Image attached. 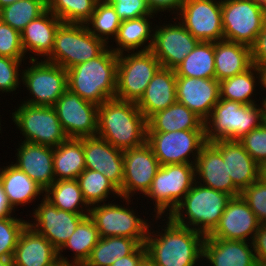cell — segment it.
Masks as SVG:
<instances>
[{"label": "cell", "mask_w": 266, "mask_h": 266, "mask_svg": "<svg viewBox=\"0 0 266 266\" xmlns=\"http://www.w3.org/2000/svg\"><path fill=\"white\" fill-rule=\"evenodd\" d=\"M16 148V163L19 170L26 173L45 191L55 179L53 166V148L22 141Z\"/></svg>", "instance_id": "24"}, {"label": "cell", "mask_w": 266, "mask_h": 266, "mask_svg": "<svg viewBox=\"0 0 266 266\" xmlns=\"http://www.w3.org/2000/svg\"><path fill=\"white\" fill-rule=\"evenodd\" d=\"M178 17L180 23L201 42L224 39L221 0H186Z\"/></svg>", "instance_id": "14"}, {"label": "cell", "mask_w": 266, "mask_h": 266, "mask_svg": "<svg viewBox=\"0 0 266 266\" xmlns=\"http://www.w3.org/2000/svg\"><path fill=\"white\" fill-rule=\"evenodd\" d=\"M176 99L205 122L220 99V83L215 78L176 77Z\"/></svg>", "instance_id": "20"}, {"label": "cell", "mask_w": 266, "mask_h": 266, "mask_svg": "<svg viewBox=\"0 0 266 266\" xmlns=\"http://www.w3.org/2000/svg\"><path fill=\"white\" fill-rule=\"evenodd\" d=\"M211 143L221 152L223 161H226L228 176L240 192L259 179V164L238 140H218Z\"/></svg>", "instance_id": "23"}, {"label": "cell", "mask_w": 266, "mask_h": 266, "mask_svg": "<svg viewBox=\"0 0 266 266\" xmlns=\"http://www.w3.org/2000/svg\"><path fill=\"white\" fill-rule=\"evenodd\" d=\"M224 40L252 46L266 22V9L254 0H221Z\"/></svg>", "instance_id": "10"}, {"label": "cell", "mask_w": 266, "mask_h": 266, "mask_svg": "<svg viewBox=\"0 0 266 266\" xmlns=\"http://www.w3.org/2000/svg\"><path fill=\"white\" fill-rule=\"evenodd\" d=\"M185 2L186 0H146L150 12L155 15L166 10L173 11L172 14H178Z\"/></svg>", "instance_id": "50"}, {"label": "cell", "mask_w": 266, "mask_h": 266, "mask_svg": "<svg viewBox=\"0 0 266 266\" xmlns=\"http://www.w3.org/2000/svg\"><path fill=\"white\" fill-rule=\"evenodd\" d=\"M53 166L56 180L77 179L86 169L83 138H68L53 148Z\"/></svg>", "instance_id": "33"}, {"label": "cell", "mask_w": 266, "mask_h": 266, "mask_svg": "<svg viewBox=\"0 0 266 266\" xmlns=\"http://www.w3.org/2000/svg\"><path fill=\"white\" fill-rule=\"evenodd\" d=\"M12 113V120L24 136V142L55 148L66 136L53 106L23 103Z\"/></svg>", "instance_id": "9"}, {"label": "cell", "mask_w": 266, "mask_h": 266, "mask_svg": "<svg viewBox=\"0 0 266 266\" xmlns=\"http://www.w3.org/2000/svg\"><path fill=\"white\" fill-rule=\"evenodd\" d=\"M195 176L196 182L205 187L221 191L231 197L241 194L228 176L226 161H223L221 152L211 142H206L200 149L195 163Z\"/></svg>", "instance_id": "22"}, {"label": "cell", "mask_w": 266, "mask_h": 266, "mask_svg": "<svg viewBox=\"0 0 266 266\" xmlns=\"http://www.w3.org/2000/svg\"><path fill=\"white\" fill-rule=\"evenodd\" d=\"M17 1L19 0H0V9Z\"/></svg>", "instance_id": "60"}, {"label": "cell", "mask_w": 266, "mask_h": 266, "mask_svg": "<svg viewBox=\"0 0 266 266\" xmlns=\"http://www.w3.org/2000/svg\"><path fill=\"white\" fill-rule=\"evenodd\" d=\"M262 123V108L258 104L219 99L204 122L205 139L206 142L239 140Z\"/></svg>", "instance_id": "5"}, {"label": "cell", "mask_w": 266, "mask_h": 266, "mask_svg": "<svg viewBox=\"0 0 266 266\" xmlns=\"http://www.w3.org/2000/svg\"><path fill=\"white\" fill-rule=\"evenodd\" d=\"M257 68L260 74V80L258 83L261 84L260 87H262L263 90H266V65H261Z\"/></svg>", "instance_id": "55"}, {"label": "cell", "mask_w": 266, "mask_h": 266, "mask_svg": "<svg viewBox=\"0 0 266 266\" xmlns=\"http://www.w3.org/2000/svg\"><path fill=\"white\" fill-rule=\"evenodd\" d=\"M252 63L251 47L228 40L214 42L215 79L233 77L248 70Z\"/></svg>", "instance_id": "29"}, {"label": "cell", "mask_w": 266, "mask_h": 266, "mask_svg": "<svg viewBox=\"0 0 266 266\" xmlns=\"http://www.w3.org/2000/svg\"><path fill=\"white\" fill-rule=\"evenodd\" d=\"M61 23L62 21L48 9L38 18L32 20L21 31L25 55L35 53V56H41L45 60V56L47 58L52 52L55 33Z\"/></svg>", "instance_id": "28"}, {"label": "cell", "mask_w": 266, "mask_h": 266, "mask_svg": "<svg viewBox=\"0 0 266 266\" xmlns=\"http://www.w3.org/2000/svg\"><path fill=\"white\" fill-rule=\"evenodd\" d=\"M153 29L151 51L161 67L174 70L199 42L180 21L178 24L156 25Z\"/></svg>", "instance_id": "18"}, {"label": "cell", "mask_w": 266, "mask_h": 266, "mask_svg": "<svg viewBox=\"0 0 266 266\" xmlns=\"http://www.w3.org/2000/svg\"><path fill=\"white\" fill-rule=\"evenodd\" d=\"M139 266H157L156 263L146 254L140 261Z\"/></svg>", "instance_id": "56"}, {"label": "cell", "mask_w": 266, "mask_h": 266, "mask_svg": "<svg viewBox=\"0 0 266 266\" xmlns=\"http://www.w3.org/2000/svg\"><path fill=\"white\" fill-rule=\"evenodd\" d=\"M252 266H266V264L259 262V261H256Z\"/></svg>", "instance_id": "62"}, {"label": "cell", "mask_w": 266, "mask_h": 266, "mask_svg": "<svg viewBox=\"0 0 266 266\" xmlns=\"http://www.w3.org/2000/svg\"><path fill=\"white\" fill-rule=\"evenodd\" d=\"M231 198L226 193L195 182L168 217L177 225L208 236L218 225Z\"/></svg>", "instance_id": "4"}, {"label": "cell", "mask_w": 266, "mask_h": 266, "mask_svg": "<svg viewBox=\"0 0 266 266\" xmlns=\"http://www.w3.org/2000/svg\"><path fill=\"white\" fill-rule=\"evenodd\" d=\"M124 55L118 54L115 98L137 103L161 64L151 50Z\"/></svg>", "instance_id": "8"}, {"label": "cell", "mask_w": 266, "mask_h": 266, "mask_svg": "<svg viewBox=\"0 0 266 266\" xmlns=\"http://www.w3.org/2000/svg\"><path fill=\"white\" fill-rule=\"evenodd\" d=\"M22 60L24 61L25 59L0 56V91L2 93H11L19 88L18 85L22 82L19 78L20 74H22L21 70H19Z\"/></svg>", "instance_id": "47"}, {"label": "cell", "mask_w": 266, "mask_h": 266, "mask_svg": "<svg viewBox=\"0 0 266 266\" xmlns=\"http://www.w3.org/2000/svg\"><path fill=\"white\" fill-rule=\"evenodd\" d=\"M27 223L16 216L0 219V258H13L17 241Z\"/></svg>", "instance_id": "43"}, {"label": "cell", "mask_w": 266, "mask_h": 266, "mask_svg": "<svg viewBox=\"0 0 266 266\" xmlns=\"http://www.w3.org/2000/svg\"><path fill=\"white\" fill-rule=\"evenodd\" d=\"M167 219L165 229L156 231L158 235L149 227L144 244L147 254L157 266H197L203 259L205 236Z\"/></svg>", "instance_id": "1"}, {"label": "cell", "mask_w": 266, "mask_h": 266, "mask_svg": "<svg viewBox=\"0 0 266 266\" xmlns=\"http://www.w3.org/2000/svg\"><path fill=\"white\" fill-rule=\"evenodd\" d=\"M195 182V164L160 166L149 191L145 195V197L153 200V203L155 202L154 212L156 214L154 215L156 220H160L164 213H167L166 216L168 217Z\"/></svg>", "instance_id": "7"}, {"label": "cell", "mask_w": 266, "mask_h": 266, "mask_svg": "<svg viewBox=\"0 0 266 266\" xmlns=\"http://www.w3.org/2000/svg\"><path fill=\"white\" fill-rule=\"evenodd\" d=\"M44 192V198L58 209L78 214H89L90 206L84 200L77 179L55 180ZM82 207L87 208L86 211Z\"/></svg>", "instance_id": "34"}, {"label": "cell", "mask_w": 266, "mask_h": 266, "mask_svg": "<svg viewBox=\"0 0 266 266\" xmlns=\"http://www.w3.org/2000/svg\"><path fill=\"white\" fill-rule=\"evenodd\" d=\"M178 130H205V124L200 117L178 101L147 119V132Z\"/></svg>", "instance_id": "31"}, {"label": "cell", "mask_w": 266, "mask_h": 266, "mask_svg": "<svg viewBox=\"0 0 266 266\" xmlns=\"http://www.w3.org/2000/svg\"><path fill=\"white\" fill-rule=\"evenodd\" d=\"M108 47L99 56L66 70L68 89L96 105L116 95L118 54Z\"/></svg>", "instance_id": "3"}, {"label": "cell", "mask_w": 266, "mask_h": 266, "mask_svg": "<svg viewBox=\"0 0 266 266\" xmlns=\"http://www.w3.org/2000/svg\"><path fill=\"white\" fill-rule=\"evenodd\" d=\"M13 212L15 211L10 207L6 194L3 190V187L0 183V219L13 216Z\"/></svg>", "instance_id": "53"}, {"label": "cell", "mask_w": 266, "mask_h": 266, "mask_svg": "<svg viewBox=\"0 0 266 266\" xmlns=\"http://www.w3.org/2000/svg\"><path fill=\"white\" fill-rule=\"evenodd\" d=\"M96 136L122 151L140 147L146 143L147 119L136 102L109 99L98 105Z\"/></svg>", "instance_id": "2"}, {"label": "cell", "mask_w": 266, "mask_h": 266, "mask_svg": "<svg viewBox=\"0 0 266 266\" xmlns=\"http://www.w3.org/2000/svg\"><path fill=\"white\" fill-rule=\"evenodd\" d=\"M13 163L0 169V183L10 207L15 211L18 205L33 203L37 196L39 198L44 194V190Z\"/></svg>", "instance_id": "30"}, {"label": "cell", "mask_w": 266, "mask_h": 266, "mask_svg": "<svg viewBox=\"0 0 266 266\" xmlns=\"http://www.w3.org/2000/svg\"><path fill=\"white\" fill-rule=\"evenodd\" d=\"M99 238L98 229L94 221L89 216H86L58 253H62L66 249L72 250L74 251V256L70 262L79 265L85 264Z\"/></svg>", "instance_id": "38"}, {"label": "cell", "mask_w": 266, "mask_h": 266, "mask_svg": "<svg viewBox=\"0 0 266 266\" xmlns=\"http://www.w3.org/2000/svg\"><path fill=\"white\" fill-rule=\"evenodd\" d=\"M147 254L144 244H140L131 254L117 259L111 266H139L141 259Z\"/></svg>", "instance_id": "52"}, {"label": "cell", "mask_w": 266, "mask_h": 266, "mask_svg": "<svg viewBox=\"0 0 266 266\" xmlns=\"http://www.w3.org/2000/svg\"><path fill=\"white\" fill-rule=\"evenodd\" d=\"M251 55L254 66L266 65V22L251 46Z\"/></svg>", "instance_id": "49"}, {"label": "cell", "mask_w": 266, "mask_h": 266, "mask_svg": "<svg viewBox=\"0 0 266 266\" xmlns=\"http://www.w3.org/2000/svg\"><path fill=\"white\" fill-rule=\"evenodd\" d=\"M259 179L266 183V161L259 165Z\"/></svg>", "instance_id": "57"}, {"label": "cell", "mask_w": 266, "mask_h": 266, "mask_svg": "<svg viewBox=\"0 0 266 266\" xmlns=\"http://www.w3.org/2000/svg\"><path fill=\"white\" fill-rule=\"evenodd\" d=\"M154 16L155 15L152 13L151 15L122 21L114 39L117 43V47L111 50L115 54L125 53L124 51L134 52L135 49L137 50L142 46L143 49L141 48V50L139 49L138 51L151 50L154 35L152 31H154V29L151 27L152 23L150 19H153ZM148 40H150V42H148ZM147 42L148 44H146Z\"/></svg>", "instance_id": "32"}, {"label": "cell", "mask_w": 266, "mask_h": 266, "mask_svg": "<svg viewBox=\"0 0 266 266\" xmlns=\"http://www.w3.org/2000/svg\"><path fill=\"white\" fill-rule=\"evenodd\" d=\"M59 259H57L54 263H52L50 266H80L76 263H70L67 257H63V254L58 253Z\"/></svg>", "instance_id": "54"}, {"label": "cell", "mask_w": 266, "mask_h": 266, "mask_svg": "<svg viewBox=\"0 0 266 266\" xmlns=\"http://www.w3.org/2000/svg\"><path fill=\"white\" fill-rule=\"evenodd\" d=\"M58 257V250L29 225L21 232L13 255L14 266H50Z\"/></svg>", "instance_id": "26"}, {"label": "cell", "mask_w": 266, "mask_h": 266, "mask_svg": "<svg viewBox=\"0 0 266 266\" xmlns=\"http://www.w3.org/2000/svg\"><path fill=\"white\" fill-rule=\"evenodd\" d=\"M68 138L93 137L98 130V105L67 89L53 105Z\"/></svg>", "instance_id": "15"}, {"label": "cell", "mask_w": 266, "mask_h": 266, "mask_svg": "<svg viewBox=\"0 0 266 266\" xmlns=\"http://www.w3.org/2000/svg\"><path fill=\"white\" fill-rule=\"evenodd\" d=\"M174 70L177 77L215 78L214 42L199 41Z\"/></svg>", "instance_id": "35"}, {"label": "cell", "mask_w": 266, "mask_h": 266, "mask_svg": "<svg viewBox=\"0 0 266 266\" xmlns=\"http://www.w3.org/2000/svg\"><path fill=\"white\" fill-rule=\"evenodd\" d=\"M0 266H14L12 258H0Z\"/></svg>", "instance_id": "58"}, {"label": "cell", "mask_w": 266, "mask_h": 266, "mask_svg": "<svg viewBox=\"0 0 266 266\" xmlns=\"http://www.w3.org/2000/svg\"><path fill=\"white\" fill-rule=\"evenodd\" d=\"M260 104L262 108L263 123L266 124V97L262 100Z\"/></svg>", "instance_id": "59"}, {"label": "cell", "mask_w": 266, "mask_h": 266, "mask_svg": "<svg viewBox=\"0 0 266 266\" xmlns=\"http://www.w3.org/2000/svg\"><path fill=\"white\" fill-rule=\"evenodd\" d=\"M240 196L255 213L261 224H266V183L258 179L244 189Z\"/></svg>", "instance_id": "45"}, {"label": "cell", "mask_w": 266, "mask_h": 266, "mask_svg": "<svg viewBox=\"0 0 266 266\" xmlns=\"http://www.w3.org/2000/svg\"><path fill=\"white\" fill-rule=\"evenodd\" d=\"M0 56L24 59L21 32L13 29L0 19Z\"/></svg>", "instance_id": "44"}, {"label": "cell", "mask_w": 266, "mask_h": 266, "mask_svg": "<svg viewBox=\"0 0 266 266\" xmlns=\"http://www.w3.org/2000/svg\"><path fill=\"white\" fill-rule=\"evenodd\" d=\"M260 225L261 223L255 213L239 195L229 200L218 225L207 237L224 240L252 241Z\"/></svg>", "instance_id": "19"}, {"label": "cell", "mask_w": 266, "mask_h": 266, "mask_svg": "<svg viewBox=\"0 0 266 266\" xmlns=\"http://www.w3.org/2000/svg\"><path fill=\"white\" fill-rule=\"evenodd\" d=\"M113 6L121 21L151 15L146 0H106Z\"/></svg>", "instance_id": "48"}, {"label": "cell", "mask_w": 266, "mask_h": 266, "mask_svg": "<svg viewBox=\"0 0 266 266\" xmlns=\"http://www.w3.org/2000/svg\"><path fill=\"white\" fill-rule=\"evenodd\" d=\"M146 143L151 147L160 166L195 164L200 149L206 143L205 130L147 132Z\"/></svg>", "instance_id": "12"}, {"label": "cell", "mask_w": 266, "mask_h": 266, "mask_svg": "<svg viewBox=\"0 0 266 266\" xmlns=\"http://www.w3.org/2000/svg\"><path fill=\"white\" fill-rule=\"evenodd\" d=\"M123 159V182L119 190L121 198L129 205L131 197L137 191L144 196L147 194L160 164L147 143L123 150Z\"/></svg>", "instance_id": "16"}, {"label": "cell", "mask_w": 266, "mask_h": 266, "mask_svg": "<svg viewBox=\"0 0 266 266\" xmlns=\"http://www.w3.org/2000/svg\"><path fill=\"white\" fill-rule=\"evenodd\" d=\"M256 1L261 7L266 9V0H254Z\"/></svg>", "instance_id": "61"}, {"label": "cell", "mask_w": 266, "mask_h": 266, "mask_svg": "<svg viewBox=\"0 0 266 266\" xmlns=\"http://www.w3.org/2000/svg\"><path fill=\"white\" fill-rule=\"evenodd\" d=\"M99 0H47V9L63 23L85 24Z\"/></svg>", "instance_id": "42"}, {"label": "cell", "mask_w": 266, "mask_h": 266, "mask_svg": "<svg viewBox=\"0 0 266 266\" xmlns=\"http://www.w3.org/2000/svg\"><path fill=\"white\" fill-rule=\"evenodd\" d=\"M176 77L175 70L165 67H160L154 74L144 95L137 102L146 119L177 101Z\"/></svg>", "instance_id": "27"}, {"label": "cell", "mask_w": 266, "mask_h": 266, "mask_svg": "<svg viewBox=\"0 0 266 266\" xmlns=\"http://www.w3.org/2000/svg\"><path fill=\"white\" fill-rule=\"evenodd\" d=\"M96 205L90 207L89 217L94 221L100 237H127L145 244L151 225L142 217H137L133 209L110 202Z\"/></svg>", "instance_id": "13"}, {"label": "cell", "mask_w": 266, "mask_h": 266, "mask_svg": "<svg viewBox=\"0 0 266 266\" xmlns=\"http://www.w3.org/2000/svg\"><path fill=\"white\" fill-rule=\"evenodd\" d=\"M85 168L104 174L119 189L123 182V151L98 137H83Z\"/></svg>", "instance_id": "21"}, {"label": "cell", "mask_w": 266, "mask_h": 266, "mask_svg": "<svg viewBox=\"0 0 266 266\" xmlns=\"http://www.w3.org/2000/svg\"><path fill=\"white\" fill-rule=\"evenodd\" d=\"M80 189L82 191L84 200L91 207L96 204L106 202V198L110 195L120 196L119 188L110 181L104 174L85 169L78 177Z\"/></svg>", "instance_id": "39"}, {"label": "cell", "mask_w": 266, "mask_h": 266, "mask_svg": "<svg viewBox=\"0 0 266 266\" xmlns=\"http://www.w3.org/2000/svg\"><path fill=\"white\" fill-rule=\"evenodd\" d=\"M238 141L259 165L266 161V124L262 123Z\"/></svg>", "instance_id": "46"}, {"label": "cell", "mask_w": 266, "mask_h": 266, "mask_svg": "<svg viewBox=\"0 0 266 266\" xmlns=\"http://www.w3.org/2000/svg\"><path fill=\"white\" fill-rule=\"evenodd\" d=\"M121 22L113 6L106 0H99L85 26L95 37L108 44L109 37H116Z\"/></svg>", "instance_id": "41"}, {"label": "cell", "mask_w": 266, "mask_h": 266, "mask_svg": "<svg viewBox=\"0 0 266 266\" xmlns=\"http://www.w3.org/2000/svg\"><path fill=\"white\" fill-rule=\"evenodd\" d=\"M47 10V0H19L0 9V19L21 32Z\"/></svg>", "instance_id": "40"}, {"label": "cell", "mask_w": 266, "mask_h": 266, "mask_svg": "<svg viewBox=\"0 0 266 266\" xmlns=\"http://www.w3.org/2000/svg\"><path fill=\"white\" fill-rule=\"evenodd\" d=\"M33 212L29 225L43 235L58 251L76 230L78 224L89 214H78L58 209L44 197ZM33 222V223H32Z\"/></svg>", "instance_id": "17"}, {"label": "cell", "mask_w": 266, "mask_h": 266, "mask_svg": "<svg viewBox=\"0 0 266 266\" xmlns=\"http://www.w3.org/2000/svg\"><path fill=\"white\" fill-rule=\"evenodd\" d=\"M108 45L90 33L85 24L61 23L46 61L65 70L99 56Z\"/></svg>", "instance_id": "6"}, {"label": "cell", "mask_w": 266, "mask_h": 266, "mask_svg": "<svg viewBox=\"0 0 266 266\" xmlns=\"http://www.w3.org/2000/svg\"><path fill=\"white\" fill-rule=\"evenodd\" d=\"M256 79L257 82L260 80V74L257 66L252 65L248 70L242 73L221 80L219 82L220 99L235 101L241 104H255L257 101L253 100L252 96L257 86Z\"/></svg>", "instance_id": "37"}, {"label": "cell", "mask_w": 266, "mask_h": 266, "mask_svg": "<svg viewBox=\"0 0 266 266\" xmlns=\"http://www.w3.org/2000/svg\"><path fill=\"white\" fill-rule=\"evenodd\" d=\"M140 244L127 237H100L85 266H111L117 259L131 254Z\"/></svg>", "instance_id": "36"}, {"label": "cell", "mask_w": 266, "mask_h": 266, "mask_svg": "<svg viewBox=\"0 0 266 266\" xmlns=\"http://www.w3.org/2000/svg\"><path fill=\"white\" fill-rule=\"evenodd\" d=\"M203 259L209 266H252L256 262L252 242L207 236L203 241Z\"/></svg>", "instance_id": "25"}, {"label": "cell", "mask_w": 266, "mask_h": 266, "mask_svg": "<svg viewBox=\"0 0 266 266\" xmlns=\"http://www.w3.org/2000/svg\"><path fill=\"white\" fill-rule=\"evenodd\" d=\"M256 261L266 264V224H261L251 241Z\"/></svg>", "instance_id": "51"}, {"label": "cell", "mask_w": 266, "mask_h": 266, "mask_svg": "<svg viewBox=\"0 0 266 266\" xmlns=\"http://www.w3.org/2000/svg\"><path fill=\"white\" fill-rule=\"evenodd\" d=\"M32 65L22 70V84L32 98L24 103L34 106H53L68 89L67 71L60 65L29 55Z\"/></svg>", "instance_id": "11"}]
</instances>
